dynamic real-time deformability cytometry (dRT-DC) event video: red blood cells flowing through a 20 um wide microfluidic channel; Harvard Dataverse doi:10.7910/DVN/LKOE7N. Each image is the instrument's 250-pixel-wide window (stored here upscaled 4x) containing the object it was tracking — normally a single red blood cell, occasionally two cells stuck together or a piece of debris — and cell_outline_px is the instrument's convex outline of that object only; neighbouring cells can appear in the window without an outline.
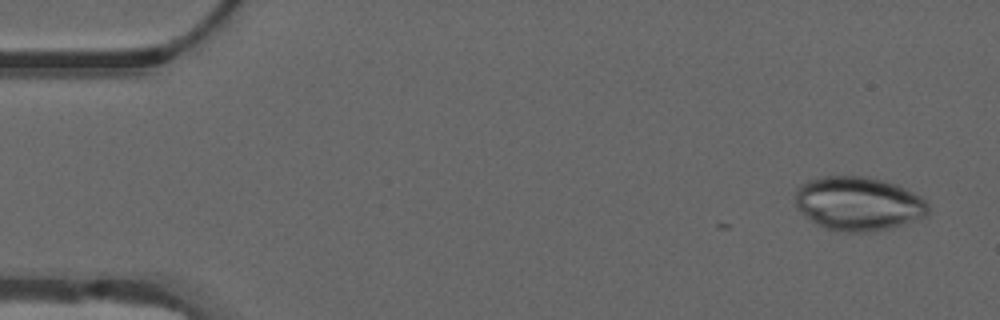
{"species": "common noctule bat (a hibernating species)", "species_latin": "Nyctalus noctula", "temperature_condition": "warm", "stored_images_in_passage": 15, "camera_frame_rate_fps": 3000, "um_per_image_px": 0.085, "animal": {"sex": "male", "forearm_length_mm": 52.5}, "frame": {"image": 1, "passage_image": 3, "time_ms": 0.667, "image_size_px": [1000, 320], "cell_outline_px": [[928, 216], [888, 228], [872, 232], [840, 232], [828, 228], [812, 220], [796, 208], [796, 188], [800, 184], [808, 180], [820, 176], [868, 176], [884, 180], [896, 184], [920, 196], [928, 204]], "centroid_in_image_um": [72.95, 17.29], "position_along_channel_um": 12.0, "area_um2": 41.73}}